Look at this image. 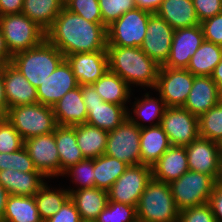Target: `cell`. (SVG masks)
<instances>
[{"label": "cell", "instance_id": "obj_17", "mask_svg": "<svg viewBox=\"0 0 222 222\" xmlns=\"http://www.w3.org/2000/svg\"><path fill=\"white\" fill-rule=\"evenodd\" d=\"M185 148L189 170L210 175L215 180L222 155V145L198 137Z\"/></svg>", "mask_w": 222, "mask_h": 222}, {"label": "cell", "instance_id": "obj_28", "mask_svg": "<svg viewBox=\"0 0 222 222\" xmlns=\"http://www.w3.org/2000/svg\"><path fill=\"white\" fill-rule=\"evenodd\" d=\"M60 158V175L71 166L84 160L81 149L77 145L74 126H57L53 132Z\"/></svg>", "mask_w": 222, "mask_h": 222}, {"label": "cell", "instance_id": "obj_43", "mask_svg": "<svg viewBox=\"0 0 222 222\" xmlns=\"http://www.w3.org/2000/svg\"><path fill=\"white\" fill-rule=\"evenodd\" d=\"M67 173L73 175L75 182L81 184L77 190L95 187L94 159L85 158L64 172Z\"/></svg>", "mask_w": 222, "mask_h": 222}, {"label": "cell", "instance_id": "obj_48", "mask_svg": "<svg viewBox=\"0 0 222 222\" xmlns=\"http://www.w3.org/2000/svg\"><path fill=\"white\" fill-rule=\"evenodd\" d=\"M208 204L217 222H222V187L215 185Z\"/></svg>", "mask_w": 222, "mask_h": 222}, {"label": "cell", "instance_id": "obj_4", "mask_svg": "<svg viewBox=\"0 0 222 222\" xmlns=\"http://www.w3.org/2000/svg\"><path fill=\"white\" fill-rule=\"evenodd\" d=\"M136 210L138 222H178L180 212L170 185L153 178L147 183Z\"/></svg>", "mask_w": 222, "mask_h": 222}, {"label": "cell", "instance_id": "obj_16", "mask_svg": "<svg viewBox=\"0 0 222 222\" xmlns=\"http://www.w3.org/2000/svg\"><path fill=\"white\" fill-rule=\"evenodd\" d=\"M204 41L201 24L174 30L171 50L164 67L186 69L190 58Z\"/></svg>", "mask_w": 222, "mask_h": 222}, {"label": "cell", "instance_id": "obj_49", "mask_svg": "<svg viewBox=\"0 0 222 222\" xmlns=\"http://www.w3.org/2000/svg\"><path fill=\"white\" fill-rule=\"evenodd\" d=\"M24 0H0V16L21 13Z\"/></svg>", "mask_w": 222, "mask_h": 222}, {"label": "cell", "instance_id": "obj_34", "mask_svg": "<svg viewBox=\"0 0 222 222\" xmlns=\"http://www.w3.org/2000/svg\"><path fill=\"white\" fill-rule=\"evenodd\" d=\"M125 162L103 154L94 159L95 187L108 191L128 168Z\"/></svg>", "mask_w": 222, "mask_h": 222}, {"label": "cell", "instance_id": "obj_8", "mask_svg": "<svg viewBox=\"0 0 222 222\" xmlns=\"http://www.w3.org/2000/svg\"><path fill=\"white\" fill-rule=\"evenodd\" d=\"M151 14L139 8L124 13L107 26V46L141 47Z\"/></svg>", "mask_w": 222, "mask_h": 222}, {"label": "cell", "instance_id": "obj_32", "mask_svg": "<svg viewBox=\"0 0 222 222\" xmlns=\"http://www.w3.org/2000/svg\"><path fill=\"white\" fill-rule=\"evenodd\" d=\"M222 59V46L204 40L190 58L187 70L194 76H211Z\"/></svg>", "mask_w": 222, "mask_h": 222}, {"label": "cell", "instance_id": "obj_41", "mask_svg": "<svg viewBox=\"0 0 222 222\" xmlns=\"http://www.w3.org/2000/svg\"><path fill=\"white\" fill-rule=\"evenodd\" d=\"M64 7L88 22L103 23L98 0H65Z\"/></svg>", "mask_w": 222, "mask_h": 222}, {"label": "cell", "instance_id": "obj_24", "mask_svg": "<svg viewBox=\"0 0 222 222\" xmlns=\"http://www.w3.org/2000/svg\"><path fill=\"white\" fill-rule=\"evenodd\" d=\"M59 126L84 124L87 120V108L83 100L81 86L67 92L52 107Z\"/></svg>", "mask_w": 222, "mask_h": 222}, {"label": "cell", "instance_id": "obj_50", "mask_svg": "<svg viewBox=\"0 0 222 222\" xmlns=\"http://www.w3.org/2000/svg\"><path fill=\"white\" fill-rule=\"evenodd\" d=\"M136 7L150 12V13H156L159 9L160 5L162 4L163 0H134Z\"/></svg>", "mask_w": 222, "mask_h": 222}, {"label": "cell", "instance_id": "obj_45", "mask_svg": "<svg viewBox=\"0 0 222 222\" xmlns=\"http://www.w3.org/2000/svg\"><path fill=\"white\" fill-rule=\"evenodd\" d=\"M204 40L222 46V12L202 21Z\"/></svg>", "mask_w": 222, "mask_h": 222}, {"label": "cell", "instance_id": "obj_3", "mask_svg": "<svg viewBox=\"0 0 222 222\" xmlns=\"http://www.w3.org/2000/svg\"><path fill=\"white\" fill-rule=\"evenodd\" d=\"M64 59L61 51L45 39L34 48L12 55L10 63L37 88Z\"/></svg>", "mask_w": 222, "mask_h": 222}, {"label": "cell", "instance_id": "obj_42", "mask_svg": "<svg viewBox=\"0 0 222 222\" xmlns=\"http://www.w3.org/2000/svg\"><path fill=\"white\" fill-rule=\"evenodd\" d=\"M24 146V141L18 131L6 117L0 121V153H13Z\"/></svg>", "mask_w": 222, "mask_h": 222}, {"label": "cell", "instance_id": "obj_21", "mask_svg": "<svg viewBox=\"0 0 222 222\" xmlns=\"http://www.w3.org/2000/svg\"><path fill=\"white\" fill-rule=\"evenodd\" d=\"M222 100L211 76H194L192 89L182 107L199 117Z\"/></svg>", "mask_w": 222, "mask_h": 222}, {"label": "cell", "instance_id": "obj_5", "mask_svg": "<svg viewBox=\"0 0 222 222\" xmlns=\"http://www.w3.org/2000/svg\"><path fill=\"white\" fill-rule=\"evenodd\" d=\"M6 118L23 141L53 133L58 126L52 107L40 103L11 107Z\"/></svg>", "mask_w": 222, "mask_h": 222}, {"label": "cell", "instance_id": "obj_33", "mask_svg": "<svg viewBox=\"0 0 222 222\" xmlns=\"http://www.w3.org/2000/svg\"><path fill=\"white\" fill-rule=\"evenodd\" d=\"M92 85L104 102L124 106L125 102L130 98L128 84L109 69Z\"/></svg>", "mask_w": 222, "mask_h": 222}, {"label": "cell", "instance_id": "obj_35", "mask_svg": "<svg viewBox=\"0 0 222 222\" xmlns=\"http://www.w3.org/2000/svg\"><path fill=\"white\" fill-rule=\"evenodd\" d=\"M40 218L43 222L55 215L70 198L68 190L52 191L44 183L34 195Z\"/></svg>", "mask_w": 222, "mask_h": 222}, {"label": "cell", "instance_id": "obj_22", "mask_svg": "<svg viewBox=\"0 0 222 222\" xmlns=\"http://www.w3.org/2000/svg\"><path fill=\"white\" fill-rule=\"evenodd\" d=\"M128 118L141 128V164L152 167L171 146L169 138L160 125H150L149 127L144 126L143 124L138 123L135 118L130 116L129 112Z\"/></svg>", "mask_w": 222, "mask_h": 222}, {"label": "cell", "instance_id": "obj_9", "mask_svg": "<svg viewBox=\"0 0 222 222\" xmlns=\"http://www.w3.org/2000/svg\"><path fill=\"white\" fill-rule=\"evenodd\" d=\"M81 92L87 108V124L109 132L127 119L126 107L104 102L92 84L81 85Z\"/></svg>", "mask_w": 222, "mask_h": 222}, {"label": "cell", "instance_id": "obj_27", "mask_svg": "<svg viewBox=\"0 0 222 222\" xmlns=\"http://www.w3.org/2000/svg\"><path fill=\"white\" fill-rule=\"evenodd\" d=\"M156 14L162 17L174 30L200 24L193 0H163Z\"/></svg>", "mask_w": 222, "mask_h": 222}, {"label": "cell", "instance_id": "obj_19", "mask_svg": "<svg viewBox=\"0 0 222 222\" xmlns=\"http://www.w3.org/2000/svg\"><path fill=\"white\" fill-rule=\"evenodd\" d=\"M65 59L80 86L95 83L109 69L107 51L74 53Z\"/></svg>", "mask_w": 222, "mask_h": 222}, {"label": "cell", "instance_id": "obj_25", "mask_svg": "<svg viewBox=\"0 0 222 222\" xmlns=\"http://www.w3.org/2000/svg\"><path fill=\"white\" fill-rule=\"evenodd\" d=\"M68 191L83 222H93L109 201L108 191L97 187Z\"/></svg>", "mask_w": 222, "mask_h": 222}, {"label": "cell", "instance_id": "obj_55", "mask_svg": "<svg viewBox=\"0 0 222 222\" xmlns=\"http://www.w3.org/2000/svg\"><path fill=\"white\" fill-rule=\"evenodd\" d=\"M215 185L222 187V155L219 161L218 174L215 179Z\"/></svg>", "mask_w": 222, "mask_h": 222}, {"label": "cell", "instance_id": "obj_47", "mask_svg": "<svg viewBox=\"0 0 222 222\" xmlns=\"http://www.w3.org/2000/svg\"><path fill=\"white\" fill-rule=\"evenodd\" d=\"M45 222H83L74 202L69 198L61 209Z\"/></svg>", "mask_w": 222, "mask_h": 222}, {"label": "cell", "instance_id": "obj_11", "mask_svg": "<svg viewBox=\"0 0 222 222\" xmlns=\"http://www.w3.org/2000/svg\"><path fill=\"white\" fill-rule=\"evenodd\" d=\"M151 179L152 167L143 164L128 166L108 190L109 201L137 207L140 197Z\"/></svg>", "mask_w": 222, "mask_h": 222}, {"label": "cell", "instance_id": "obj_51", "mask_svg": "<svg viewBox=\"0 0 222 222\" xmlns=\"http://www.w3.org/2000/svg\"><path fill=\"white\" fill-rule=\"evenodd\" d=\"M8 112V103L5 97L4 80H3V66H0V114L6 117Z\"/></svg>", "mask_w": 222, "mask_h": 222}, {"label": "cell", "instance_id": "obj_10", "mask_svg": "<svg viewBox=\"0 0 222 222\" xmlns=\"http://www.w3.org/2000/svg\"><path fill=\"white\" fill-rule=\"evenodd\" d=\"M140 132L141 128L127 117L115 130L108 132L105 154L129 166L140 165Z\"/></svg>", "mask_w": 222, "mask_h": 222}, {"label": "cell", "instance_id": "obj_30", "mask_svg": "<svg viewBox=\"0 0 222 222\" xmlns=\"http://www.w3.org/2000/svg\"><path fill=\"white\" fill-rule=\"evenodd\" d=\"M64 8V0H24L22 13L45 32Z\"/></svg>", "mask_w": 222, "mask_h": 222}, {"label": "cell", "instance_id": "obj_37", "mask_svg": "<svg viewBox=\"0 0 222 222\" xmlns=\"http://www.w3.org/2000/svg\"><path fill=\"white\" fill-rule=\"evenodd\" d=\"M93 222H138L135 206L108 201L107 206Z\"/></svg>", "mask_w": 222, "mask_h": 222}, {"label": "cell", "instance_id": "obj_7", "mask_svg": "<svg viewBox=\"0 0 222 222\" xmlns=\"http://www.w3.org/2000/svg\"><path fill=\"white\" fill-rule=\"evenodd\" d=\"M170 189L179 211L207 204L215 186V180L207 174L188 170L171 182Z\"/></svg>", "mask_w": 222, "mask_h": 222}, {"label": "cell", "instance_id": "obj_53", "mask_svg": "<svg viewBox=\"0 0 222 222\" xmlns=\"http://www.w3.org/2000/svg\"><path fill=\"white\" fill-rule=\"evenodd\" d=\"M211 77H212V80L216 83L218 91L220 95L222 96V59L216 65Z\"/></svg>", "mask_w": 222, "mask_h": 222}, {"label": "cell", "instance_id": "obj_39", "mask_svg": "<svg viewBox=\"0 0 222 222\" xmlns=\"http://www.w3.org/2000/svg\"><path fill=\"white\" fill-rule=\"evenodd\" d=\"M7 169L24 173L38 171L24 146L13 153H0V171Z\"/></svg>", "mask_w": 222, "mask_h": 222}, {"label": "cell", "instance_id": "obj_40", "mask_svg": "<svg viewBox=\"0 0 222 222\" xmlns=\"http://www.w3.org/2000/svg\"><path fill=\"white\" fill-rule=\"evenodd\" d=\"M103 25L107 28L127 11L136 9L134 0H98Z\"/></svg>", "mask_w": 222, "mask_h": 222}, {"label": "cell", "instance_id": "obj_20", "mask_svg": "<svg viewBox=\"0 0 222 222\" xmlns=\"http://www.w3.org/2000/svg\"><path fill=\"white\" fill-rule=\"evenodd\" d=\"M3 80L8 109L38 103L36 88L11 63L3 66Z\"/></svg>", "mask_w": 222, "mask_h": 222}, {"label": "cell", "instance_id": "obj_38", "mask_svg": "<svg viewBox=\"0 0 222 222\" xmlns=\"http://www.w3.org/2000/svg\"><path fill=\"white\" fill-rule=\"evenodd\" d=\"M146 98L143 100H138L137 103H134V113L139 117L141 120L146 121H152L153 119H158V122L154 123V126H158L161 123V119L164 115V112L167 108L164 100L160 97V102L158 100L149 98V94L146 93ZM161 103V104H160Z\"/></svg>", "mask_w": 222, "mask_h": 222}, {"label": "cell", "instance_id": "obj_36", "mask_svg": "<svg viewBox=\"0 0 222 222\" xmlns=\"http://www.w3.org/2000/svg\"><path fill=\"white\" fill-rule=\"evenodd\" d=\"M199 137L222 145V100L198 117Z\"/></svg>", "mask_w": 222, "mask_h": 222}, {"label": "cell", "instance_id": "obj_6", "mask_svg": "<svg viewBox=\"0 0 222 222\" xmlns=\"http://www.w3.org/2000/svg\"><path fill=\"white\" fill-rule=\"evenodd\" d=\"M0 29L11 55L34 48L46 39V32L22 12L0 16Z\"/></svg>", "mask_w": 222, "mask_h": 222}, {"label": "cell", "instance_id": "obj_13", "mask_svg": "<svg viewBox=\"0 0 222 222\" xmlns=\"http://www.w3.org/2000/svg\"><path fill=\"white\" fill-rule=\"evenodd\" d=\"M160 126L172 146H187L199 137L198 117L184 107H167Z\"/></svg>", "mask_w": 222, "mask_h": 222}, {"label": "cell", "instance_id": "obj_23", "mask_svg": "<svg viewBox=\"0 0 222 222\" xmlns=\"http://www.w3.org/2000/svg\"><path fill=\"white\" fill-rule=\"evenodd\" d=\"M189 170L185 146H170L152 166V178L170 184Z\"/></svg>", "mask_w": 222, "mask_h": 222}, {"label": "cell", "instance_id": "obj_44", "mask_svg": "<svg viewBox=\"0 0 222 222\" xmlns=\"http://www.w3.org/2000/svg\"><path fill=\"white\" fill-rule=\"evenodd\" d=\"M178 222H217L211 206L207 203L179 212Z\"/></svg>", "mask_w": 222, "mask_h": 222}, {"label": "cell", "instance_id": "obj_14", "mask_svg": "<svg viewBox=\"0 0 222 222\" xmlns=\"http://www.w3.org/2000/svg\"><path fill=\"white\" fill-rule=\"evenodd\" d=\"M141 49L157 65L164 66L169 58L174 29L156 13L151 14Z\"/></svg>", "mask_w": 222, "mask_h": 222}, {"label": "cell", "instance_id": "obj_1", "mask_svg": "<svg viewBox=\"0 0 222 222\" xmlns=\"http://www.w3.org/2000/svg\"><path fill=\"white\" fill-rule=\"evenodd\" d=\"M46 40L66 57L82 52L107 51V31L103 23H91L65 7L46 31Z\"/></svg>", "mask_w": 222, "mask_h": 222}, {"label": "cell", "instance_id": "obj_46", "mask_svg": "<svg viewBox=\"0 0 222 222\" xmlns=\"http://www.w3.org/2000/svg\"><path fill=\"white\" fill-rule=\"evenodd\" d=\"M193 5L200 23L222 12V0H193Z\"/></svg>", "mask_w": 222, "mask_h": 222}, {"label": "cell", "instance_id": "obj_54", "mask_svg": "<svg viewBox=\"0 0 222 222\" xmlns=\"http://www.w3.org/2000/svg\"><path fill=\"white\" fill-rule=\"evenodd\" d=\"M8 196H9L8 192L0 184V221H2L4 212H5V207H6Z\"/></svg>", "mask_w": 222, "mask_h": 222}, {"label": "cell", "instance_id": "obj_2", "mask_svg": "<svg viewBox=\"0 0 222 222\" xmlns=\"http://www.w3.org/2000/svg\"><path fill=\"white\" fill-rule=\"evenodd\" d=\"M109 70L119 75L129 86L138 84L155 88L157 65L140 47L107 46Z\"/></svg>", "mask_w": 222, "mask_h": 222}, {"label": "cell", "instance_id": "obj_29", "mask_svg": "<svg viewBox=\"0 0 222 222\" xmlns=\"http://www.w3.org/2000/svg\"><path fill=\"white\" fill-rule=\"evenodd\" d=\"M77 145L84 158L95 159L105 154L108 131L87 123L75 125Z\"/></svg>", "mask_w": 222, "mask_h": 222}, {"label": "cell", "instance_id": "obj_26", "mask_svg": "<svg viewBox=\"0 0 222 222\" xmlns=\"http://www.w3.org/2000/svg\"><path fill=\"white\" fill-rule=\"evenodd\" d=\"M40 171L21 172L13 169L0 171V184L9 195L34 196L44 184Z\"/></svg>", "mask_w": 222, "mask_h": 222}, {"label": "cell", "instance_id": "obj_15", "mask_svg": "<svg viewBox=\"0 0 222 222\" xmlns=\"http://www.w3.org/2000/svg\"><path fill=\"white\" fill-rule=\"evenodd\" d=\"M24 147L35 168L45 177L60 175V158L54 133L29 138L24 141Z\"/></svg>", "mask_w": 222, "mask_h": 222}, {"label": "cell", "instance_id": "obj_31", "mask_svg": "<svg viewBox=\"0 0 222 222\" xmlns=\"http://www.w3.org/2000/svg\"><path fill=\"white\" fill-rule=\"evenodd\" d=\"M4 222H43L40 218L34 196L9 195Z\"/></svg>", "mask_w": 222, "mask_h": 222}, {"label": "cell", "instance_id": "obj_52", "mask_svg": "<svg viewBox=\"0 0 222 222\" xmlns=\"http://www.w3.org/2000/svg\"><path fill=\"white\" fill-rule=\"evenodd\" d=\"M12 55L9 53L2 31L0 29V66H4L11 62Z\"/></svg>", "mask_w": 222, "mask_h": 222}, {"label": "cell", "instance_id": "obj_12", "mask_svg": "<svg viewBox=\"0 0 222 222\" xmlns=\"http://www.w3.org/2000/svg\"><path fill=\"white\" fill-rule=\"evenodd\" d=\"M194 75L187 69L161 66L155 89L167 107H182L192 89Z\"/></svg>", "mask_w": 222, "mask_h": 222}, {"label": "cell", "instance_id": "obj_18", "mask_svg": "<svg viewBox=\"0 0 222 222\" xmlns=\"http://www.w3.org/2000/svg\"><path fill=\"white\" fill-rule=\"evenodd\" d=\"M78 86L70 64L64 59L55 71L36 88L38 103L53 107L67 92Z\"/></svg>", "mask_w": 222, "mask_h": 222}]
</instances>
